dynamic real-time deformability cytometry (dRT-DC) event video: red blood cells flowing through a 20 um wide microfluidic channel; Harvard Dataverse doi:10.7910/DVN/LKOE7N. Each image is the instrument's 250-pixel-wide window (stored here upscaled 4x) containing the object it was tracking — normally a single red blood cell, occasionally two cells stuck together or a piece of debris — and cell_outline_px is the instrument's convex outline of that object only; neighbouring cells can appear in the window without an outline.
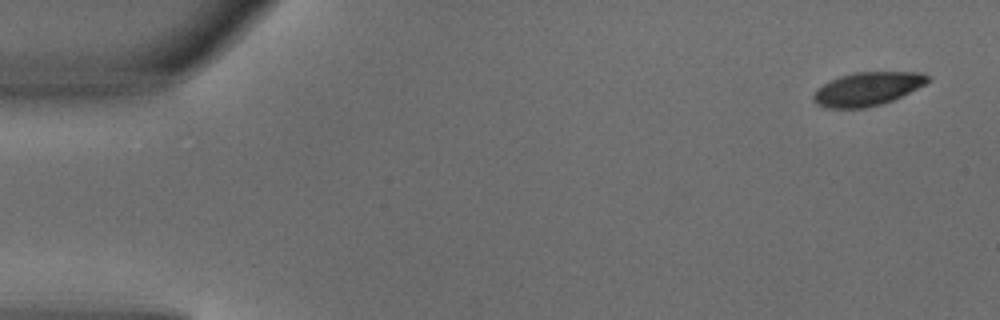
{"species": "common noctule bat (a hibernating species)", "species_latin": "Nyctalus noctula", "temperature_condition": "warm", "stored_images_in_passage": 5, "camera_frame_rate_fps": 3000, "um_per_image_px": 0.085, "animal": {"sex": "male", "body_mass_g": 18.8}, "frame": {"image": 1, "passage_image": 1, "time_ms": 0.0, "image_size_px": [1000, 320], "cell_outline_px": [[928, 80], [924, 84], [892, 100], [880, 104], [864, 108], [824, 108], [816, 104], [812, 100], [812, 96], [816, 88], [840, 76], [856, 72], [920, 72], [928, 76]], "centroid_in_image_um": [73.65, 7.56], "position_along_channel_um": 11.4, "area_um2": 22.02}}
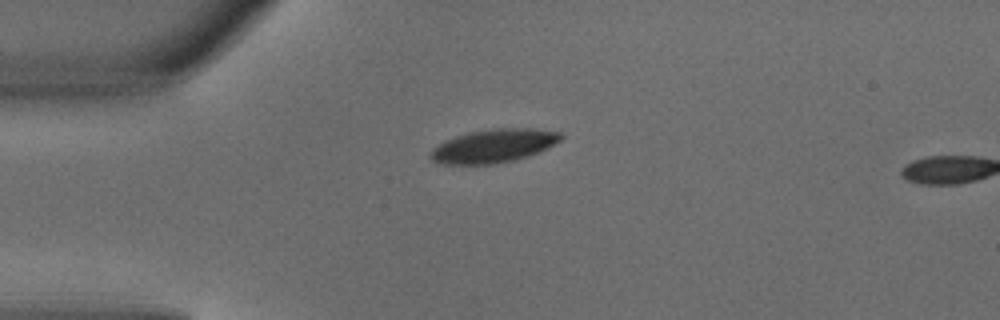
{"frame": {"image": 2, "passage_image": 3, "time_ms": 0.667, "image_size_px": [1000, 320], "cell_outline_px": [[564, 136], [560, 140], [528, 156], [512, 160], [492, 164], [440, 164], [432, 160], [428, 156], [432, 148], [444, 140], [468, 132], [496, 128], [536, 128], [560, 132]], "centroid_in_image_um": [41.9, 12.39], "position_along_channel_um": 43.1, "area_um2": 25.26}}
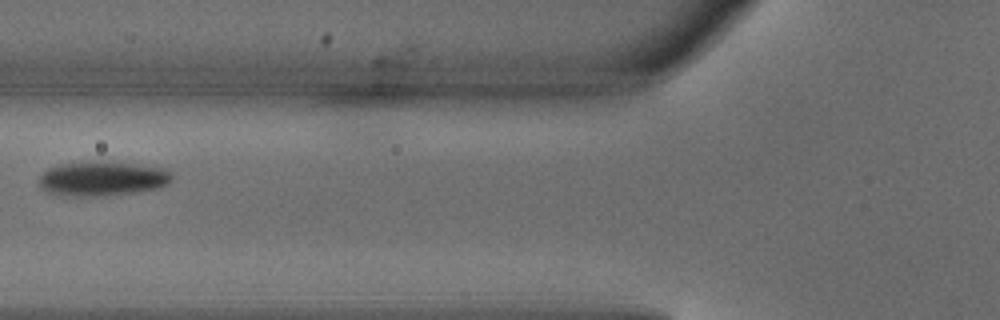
{"frame": {"image": 3, "passage_image": 5, "time_ms": 1.333, "image_size_px": [1000, 320], "cell_outline_px": [[172, 180], [168, 184], [156, 188], [132, 192], [104, 196], [60, 196], [48, 192], [40, 184], [40, 176], [48, 168], [60, 164], [92, 160], [132, 164], [164, 168], [172, 172]], "centroid_in_image_um": [8.69, 15.18], "position_along_channel_um": 117.1, "area_um2": 26.76}}